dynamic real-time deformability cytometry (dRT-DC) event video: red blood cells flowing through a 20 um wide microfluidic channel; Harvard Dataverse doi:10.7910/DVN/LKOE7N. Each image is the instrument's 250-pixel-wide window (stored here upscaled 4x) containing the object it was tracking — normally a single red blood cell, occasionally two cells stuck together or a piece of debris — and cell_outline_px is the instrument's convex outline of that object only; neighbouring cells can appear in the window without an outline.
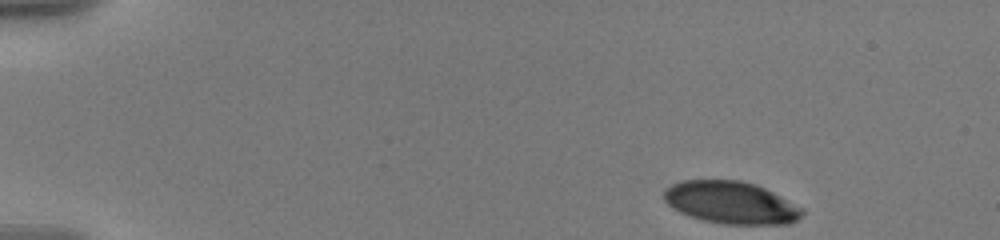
{"species": "human", "species_latin": "Homo sapiens", "temperature_condition": "warm", "stored_images_in_passage": 63, "camera_frame_rate_fps": 3000, "um_per_image_px": 0.085, "donor": {"sex": "male"}, "frame": {"image": 1, "passage_image": 1, "time_ms": 0.0, "image_size_px": [1000, 240], "cell_outline_px": [[804, 212], [796, 220], [788, 224], [724, 224], [704, 220], [688, 216], [672, 208], [664, 200], [664, 188], [680, 180], [740, 180], [756, 184], [804, 208]], "centroid_in_image_um": [62.11, 17.21], "position_along_channel_um": 22.9, "area_um2": 34.16}}
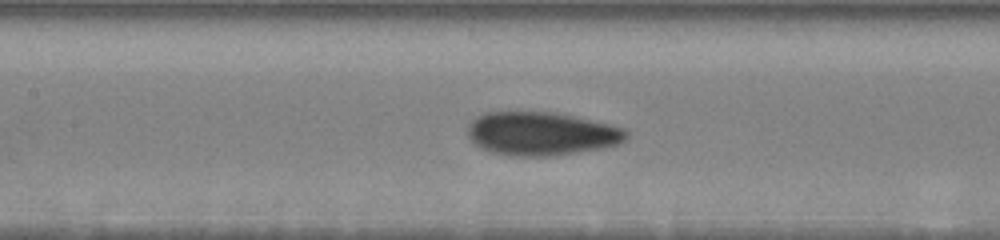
{"frame": {"image": 2, "passage_image": 27, "time_ms": 7.0, "image_size_px": [1000, 240], "cell_outline_px": [[628, 140], [620, 144], [604, 148], [552, 156], [516, 156], [492, 152], [480, 148], [468, 136], [468, 124], [476, 116], [484, 112], [556, 112], [608, 124], [624, 128], [628, 132]], "centroid_in_image_um": [46.04, 11.36], "position_along_channel_um": 161.4, "area_um2": 40.34}}
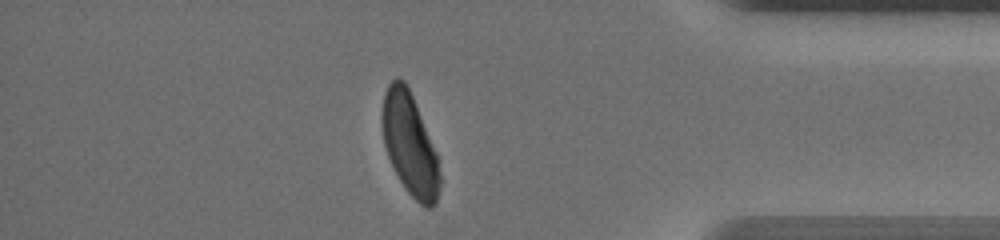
{"frame": {"image": 3, "passage_image": 54, "time_ms": 14.333, "image_size_px": [1000, 240], "cell_outline_px": [[440, 184], [436, 204], [432, 208], [428, 208], [420, 204], [408, 192], [400, 180], [388, 156], [384, 144], [380, 116], [384, 92], [388, 84], [396, 76], [404, 80], [412, 96], [436, 152], [440, 172]], "centroid_in_image_um": [34.81, 12.25], "position_along_channel_um": 400.4, "area_um2": 34.1}, "authors_computed_cell_mechanics": {"area_um2": 37.9168, "velocity_mm_per_s": 3.573, "shape_relaxation_time_tau1_ms": 3.8582, "shape_relaxation_time_tau2_ms": 0.9552, "deformation_change_tau1": 0.1662, "deformation_change_tau2": 0.0576}}